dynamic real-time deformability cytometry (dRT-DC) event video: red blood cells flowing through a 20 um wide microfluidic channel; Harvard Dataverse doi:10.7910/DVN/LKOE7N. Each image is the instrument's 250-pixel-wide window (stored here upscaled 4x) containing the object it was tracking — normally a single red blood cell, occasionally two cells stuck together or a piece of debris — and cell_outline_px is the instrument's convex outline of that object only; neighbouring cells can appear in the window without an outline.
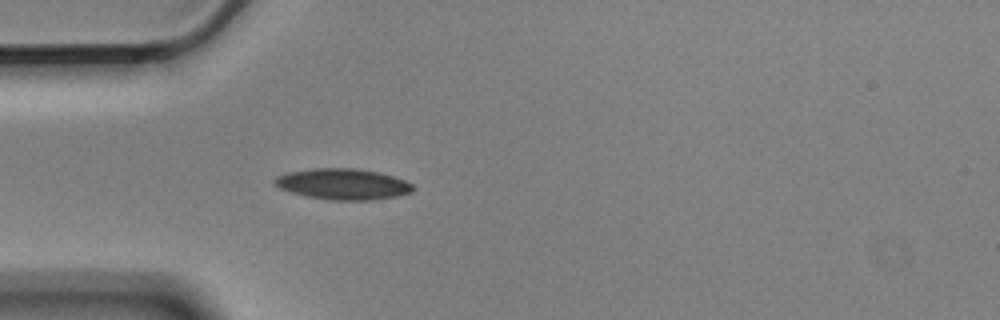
{"species": "Egyptian fruit bat (a non-hibernating species)", "species_latin": "Rousettus aegyptiacus", "temperature_condition": "cold", "stored_images_in_passage": 5, "camera_frame_rate_fps": 3000, "um_per_image_px": 0.085, "animal": {"sex": "male"}, "frame": {"image": 1, "passage_image": 5, "time_ms": 1.333, "image_size_px": [1000, 320], "cell_outline_px": [[412, 192], [396, 196], [372, 200], [328, 200], [308, 196], [292, 192], [280, 188], [272, 184], [272, 180], [276, 176], [288, 172], [316, 168], [356, 168], [376, 172], [392, 176], [404, 180], [412, 184]], "centroid_in_image_um": [29.1, 15.65], "position_along_channel_um": 55.9, "area_um2": 24.8}}